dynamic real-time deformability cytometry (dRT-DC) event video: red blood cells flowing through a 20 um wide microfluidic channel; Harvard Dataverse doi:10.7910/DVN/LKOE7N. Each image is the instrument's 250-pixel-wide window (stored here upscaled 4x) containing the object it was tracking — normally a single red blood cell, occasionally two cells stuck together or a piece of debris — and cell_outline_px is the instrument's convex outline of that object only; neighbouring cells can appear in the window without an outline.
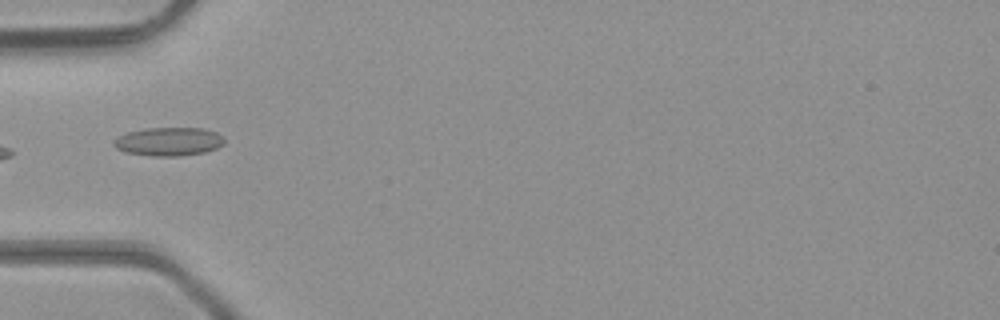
{"species": "common noctule bat (a hibernating species)", "species_latin": "Nyctalus noctula", "temperature_condition": "room temperature", "stored_images_in_passage": 4, "camera_frame_rate_fps": 3000, "um_per_image_px": 0.085, "animal": {"sex": "male", "body_mass_g": 23.1, "forearm_length_mm": 52.7}, "frame": {"image": 1, "passage_image": 4, "time_ms": 1.0, "image_size_px": [1000, 320], "cell_outline_px": [[224, 144], [216, 148], [204, 152], [180, 156], [152, 156], [124, 152], [116, 148], [112, 144], [112, 140], [128, 132], [144, 128], [200, 128], [216, 132], [224, 140]], "centroid_in_image_um": [14.3, 12.04], "position_along_channel_um": 70.7, "area_um2": 18.32}}